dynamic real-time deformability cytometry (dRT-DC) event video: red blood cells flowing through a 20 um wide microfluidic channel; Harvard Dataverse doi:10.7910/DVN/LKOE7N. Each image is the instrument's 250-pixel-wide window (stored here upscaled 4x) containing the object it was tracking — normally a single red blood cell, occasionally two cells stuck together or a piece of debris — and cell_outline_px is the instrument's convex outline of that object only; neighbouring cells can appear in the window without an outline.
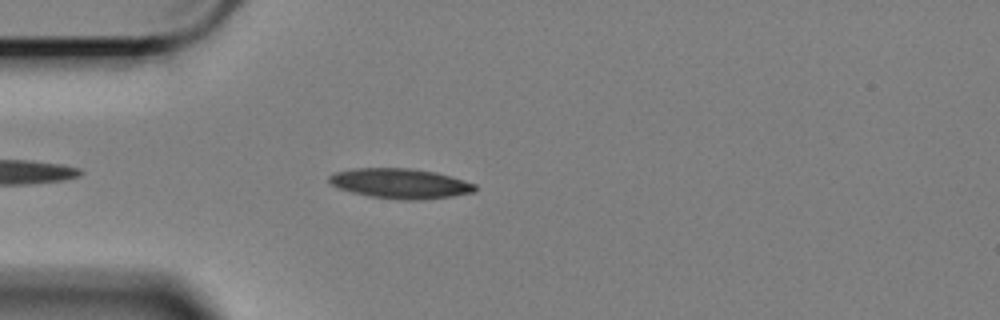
{"species": "Egyptian fruit bat (a non-hibernating species)", "species_latin": "Rousettus aegyptiacus", "temperature_condition": "cold", "stored_images_in_passage": 23, "camera_frame_rate_fps": 3000, "um_per_image_px": 0.085, "animal": {"sex": "female"}, "frame": {"image": 1, "passage_image": 3, "time_ms": 0.667, "image_size_px": [1000, 320], "cell_outline_px": [[476, 192], [452, 196], [416, 200], [400, 200], [368, 196], [336, 188], [328, 180], [328, 176], [336, 172], [356, 168], [408, 168], [436, 172], [452, 176], [476, 184]], "centroid_in_image_um": [34.03, 15.6], "position_along_channel_um": 51.0, "area_um2": 25.61}}
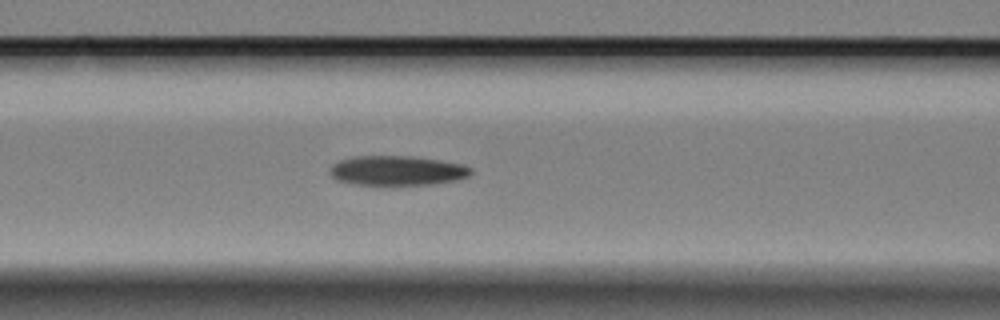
{"frame": {"image": 2, "passage_image": 11, "time_ms": 3.333, "image_size_px": [1000, 320], "cell_outline_px": [[472, 176], [460, 180], [436, 184], [356, 184], [336, 180], [332, 176], [332, 164], [340, 160], [352, 156], [412, 156], [440, 160], [460, 164], [472, 168]], "centroid_in_image_um": [33.82, 14.49], "position_along_channel_um": 132.8, "area_um2": 24.33}}
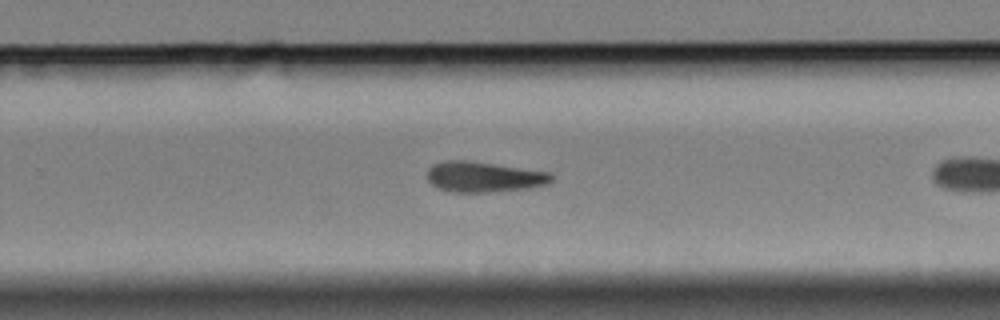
{"frame": {"image": 3, "passage_image": 21, "time_ms": 6.667, "image_size_px": [1000, 320], "cell_outline_px": [[552, 180], [548, 184], [532, 188], [484, 192], [452, 192], [436, 188], [428, 180], [428, 168], [432, 164], [444, 160], [468, 160], [548, 172], [552, 176]], "centroid_in_image_um": [41.09, 15.03], "position_along_channel_um": 288.7, "area_um2": 22.08}}